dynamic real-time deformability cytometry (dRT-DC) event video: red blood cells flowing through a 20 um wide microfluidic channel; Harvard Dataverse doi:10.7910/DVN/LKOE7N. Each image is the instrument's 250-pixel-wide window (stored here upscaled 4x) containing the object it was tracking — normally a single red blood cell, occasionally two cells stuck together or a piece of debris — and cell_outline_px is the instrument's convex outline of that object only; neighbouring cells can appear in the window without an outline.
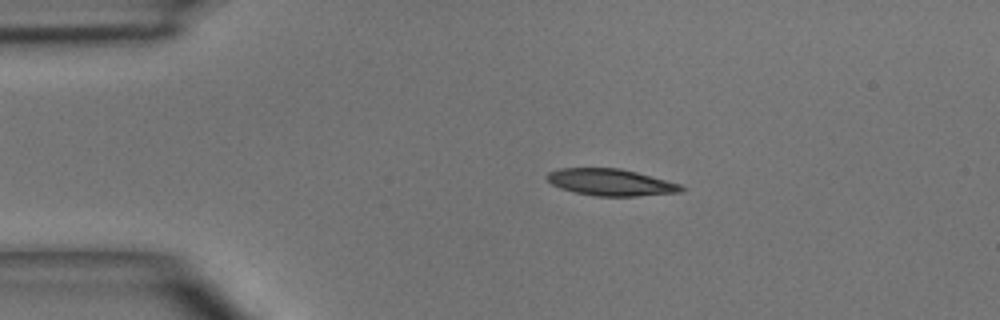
{"species": "common noctule bat (a hibernating species)", "species_latin": "Nyctalus noctula", "temperature_condition": "room temperature", "stored_images_in_passage": 3, "camera_frame_rate_fps": 3000, "um_per_image_px": 0.085, "animal": {"sex": "male", "body_mass_g": 15.6}, "frame": {"image": 1, "passage_image": 2, "time_ms": 1.333, "image_size_px": [1000, 320], "cell_outline_px": [[688, 188], [684, 192], [636, 196], [596, 196], [576, 192], [560, 188], [552, 184], [548, 180], [548, 172], [560, 168], [620, 168], [636, 172], [680, 184]], "centroid_in_image_um": [51.96, 15.5], "position_along_channel_um": 33.0, "area_um2": 20.87}}